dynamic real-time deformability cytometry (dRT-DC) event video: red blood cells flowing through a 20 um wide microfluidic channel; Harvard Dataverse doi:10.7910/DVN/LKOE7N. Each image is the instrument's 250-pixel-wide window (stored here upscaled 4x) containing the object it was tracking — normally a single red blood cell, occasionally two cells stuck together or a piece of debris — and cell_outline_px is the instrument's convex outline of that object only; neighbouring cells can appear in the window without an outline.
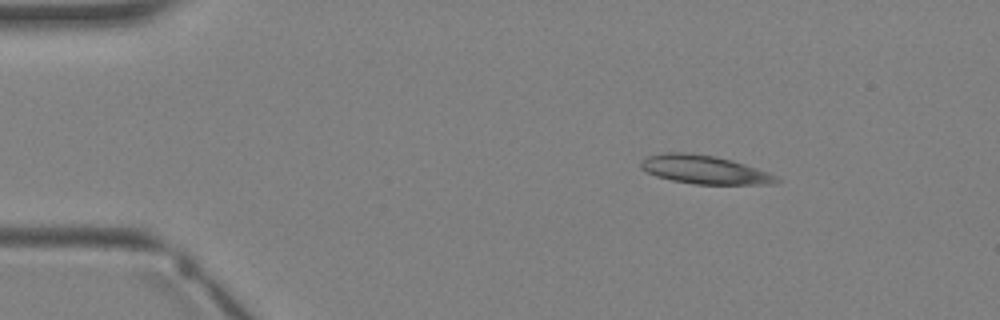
{"species": "Egyptian fruit bat (a non-hibernating species)", "species_latin": "Rousettus aegyptiacus", "temperature_condition": "warm", "stored_images_in_passage": 3, "camera_frame_rate_fps": 3000, "um_per_image_px": 0.085, "animal": {"sex": "female"}, "frame": {"image": 1, "passage_image": 2, "time_ms": 1.333, "image_size_px": [1000, 320], "cell_outline_px": [[780, 180], [776, 184], [696, 184], [672, 180], [656, 176], [640, 168], [640, 164], [648, 156], [664, 152], [692, 152], [716, 156], [732, 160], [768, 172], [776, 176]], "centroid_in_image_um": [59.88, 14.41], "position_along_channel_um": 25.1, "area_um2": 22.48}}